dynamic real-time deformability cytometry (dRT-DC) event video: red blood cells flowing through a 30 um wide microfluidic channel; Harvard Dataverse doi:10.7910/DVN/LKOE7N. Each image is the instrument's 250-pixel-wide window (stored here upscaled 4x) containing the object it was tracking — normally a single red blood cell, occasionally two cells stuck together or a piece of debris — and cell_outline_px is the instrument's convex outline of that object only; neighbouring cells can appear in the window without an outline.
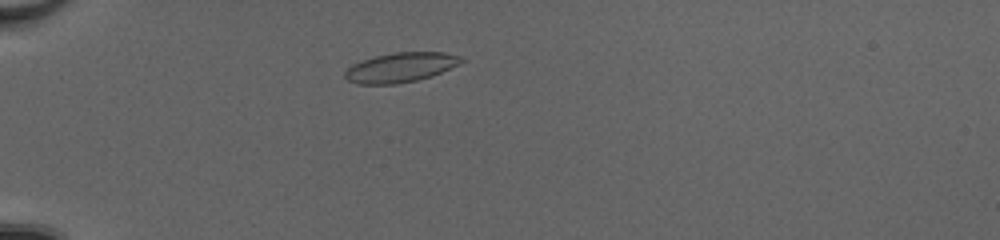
{"species": "common noctule bat (a hibernating species)", "species_latin": "Nyctalus noctula", "temperature_condition": "cold", "stored_images_in_passage": 42, "camera_frame_rate_fps": 3000, "um_per_image_px": 0.085, "animal": {"sex": "female", "body_mass_g": 20.0, "forearm_length_mm": 54.0}, "frame": {"image": 1, "passage_image": 7, "time_ms": 2.0, "image_size_px": [1000, 240], "cell_outline_px": [[468, 60], [460, 64], [432, 76], [416, 80], [396, 84], [356, 84], [348, 80], [344, 76], [344, 72], [352, 64], [360, 60], [376, 56], [396, 52], [444, 52], [460, 56]], "centroid_in_image_um": [34.07, 5.72], "position_along_channel_um": 50.9, "area_um2": 20.23}}
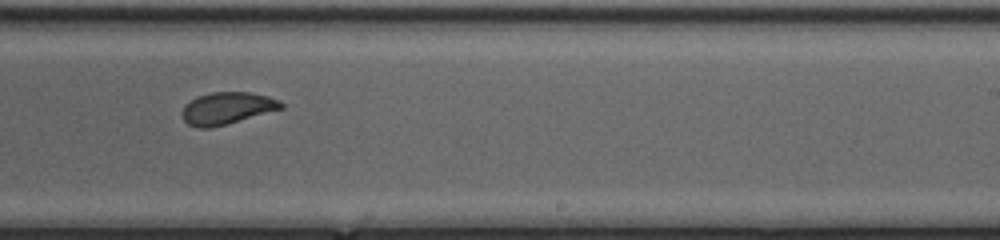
{"frame": {"image": 2, "passage_image": 25, "time_ms": 8.0, "image_size_px": [1000, 240], "cell_outline_px": [[284, 108], [224, 124], [208, 128], [196, 128], [188, 124], [184, 120], [180, 112], [184, 104], [196, 96], [212, 92], [248, 92], [268, 96], [280, 100], [284, 104]], "centroid_in_image_um": [19.26, 9.18], "position_along_channel_um": 269.7, "area_um2": 18.5}}
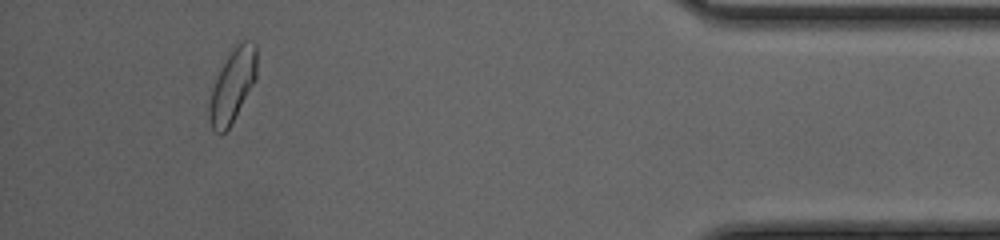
{"frame": {"image": 3, "passage_image": 39, "time_ms": 12.667, "image_size_px": [1000, 240], "cell_outline_px": [[256, 80], [232, 124], [220, 136], [212, 128], [208, 116], [208, 104], [212, 88], [216, 76], [236, 40], [252, 40], [256, 44]], "centroid_in_image_um": [19.76, 7.24], "position_along_channel_um": 415.4, "area_um2": 20.75}, "authors_computed_cell_mechanics": {"area_um2": 19.5653, "velocity_mm_per_s": 4.1428, "shape_relaxation_time_tau1_ms": 3.6496, "shape_relaxation_time_tau2_ms": 0.8581, "deformation_change_tau1": 0.1187, "deformation_change_tau2": 0.0474}}